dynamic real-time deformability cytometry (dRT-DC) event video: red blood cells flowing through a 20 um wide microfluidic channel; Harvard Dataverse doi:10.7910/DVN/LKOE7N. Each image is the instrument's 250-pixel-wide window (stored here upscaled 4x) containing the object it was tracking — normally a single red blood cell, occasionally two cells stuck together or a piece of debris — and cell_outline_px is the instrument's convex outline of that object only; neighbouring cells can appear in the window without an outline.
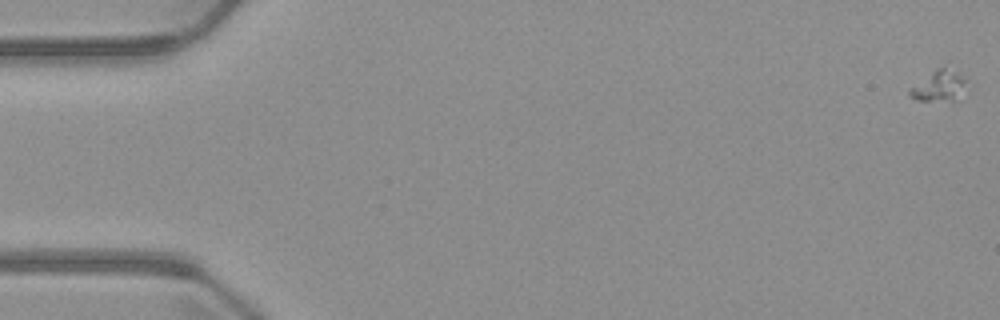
{"species": "common noctule bat (a hibernating species)", "species_latin": "Nyctalus noctula", "temperature_condition": "warm", "stored_images_in_passage": 5, "camera_frame_rate_fps": 3000, "um_per_image_px": 0.085, "animal": {"sex": "male", "body_mass_g": 23.1, "forearm_length_mm": 52.7}, "frame": {"image": 1, "passage_image": 1, "time_ms": 0.0, "image_size_px": [1000, 320], "cell_outline_px": [[964, 80], [960, 100], [916, 100], [908, 96], [908, 92], [912, 88], [936, 68], [944, 64], [964, 76]], "centroid_in_image_um": [79.83, 7.28], "position_along_channel_um": 5.2, "area_um2": 10.0}}